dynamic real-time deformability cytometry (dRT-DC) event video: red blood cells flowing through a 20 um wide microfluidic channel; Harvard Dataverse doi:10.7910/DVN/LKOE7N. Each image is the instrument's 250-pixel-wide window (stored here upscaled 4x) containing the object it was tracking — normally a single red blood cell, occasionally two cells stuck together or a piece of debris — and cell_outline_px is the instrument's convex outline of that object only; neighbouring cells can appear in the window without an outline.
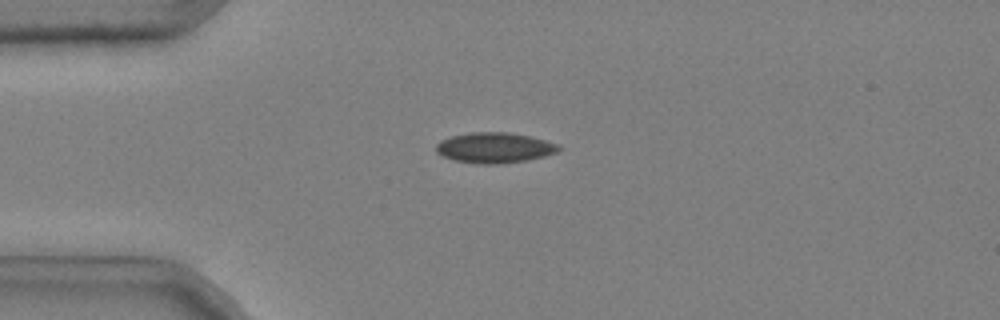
{"species": "common noctule bat (a hibernating species)", "species_latin": "Nyctalus noctula", "temperature_condition": "cold", "stored_images_in_passage": 49, "camera_frame_rate_fps": 3000, "um_per_image_px": 0.085, "animal": {"sex": "male", "body_mass_g": 20.4}, "frame": {"image": 1, "passage_image": 12, "time_ms": 3.667, "image_size_px": [1000, 320], "cell_outline_px": [[564, 148], [556, 152], [544, 156], [528, 160], [500, 164], [476, 164], [456, 160], [444, 156], [436, 152], [436, 144], [440, 140], [452, 136], [468, 132], [508, 132], [528, 136], [560, 144]], "centroid_in_image_um": [42.05, 12.56], "position_along_channel_um": 42.9, "area_um2": 21.85}}
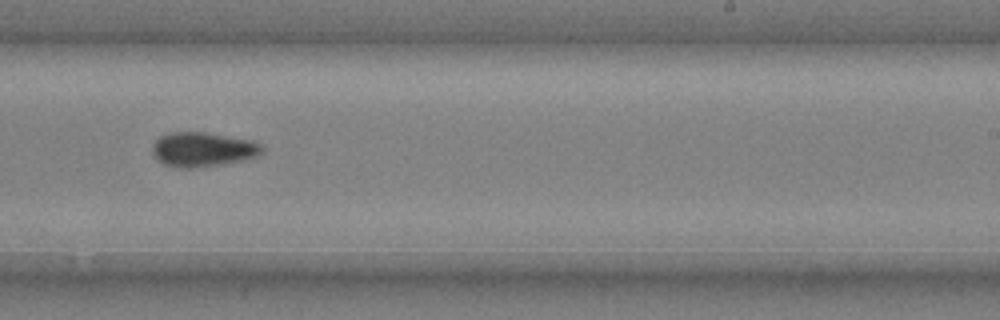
{"frame": {"image": 2, "passage_image": 32, "time_ms": 10.333, "image_size_px": [1000, 320], "cell_outline_px": [[264, 152], [260, 156], [244, 160], [224, 164], [196, 168], [180, 168], [164, 164], [152, 152], [152, 144], [160, 136], [168, 132], [204, 132], [252, 140], [260, 144], [264, 148]], "centroid_in_image_um": [17.28, 12.7], "position_along_channel_um": 271.7, "area_um2": 22.25}}
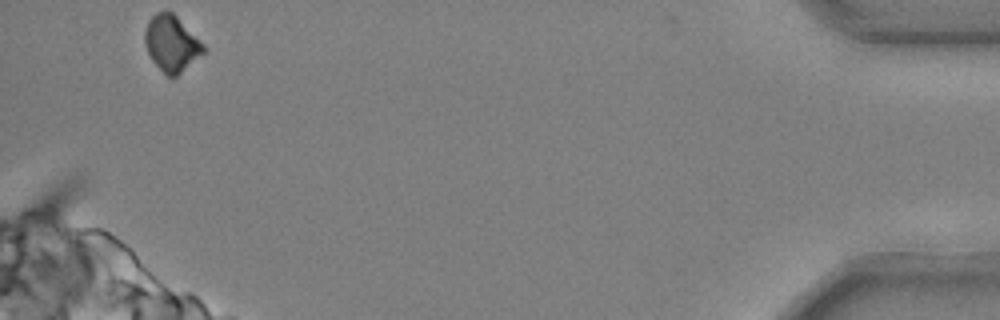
{"frame": {"image": 3, "passage_image": 49, "time_ms": 16.0, "image_size_px": [1000, 320], "cell_outline_px": [[208, 48], [204, 52], [176, 76], [168, 76], [152, 60], [144, 44], [144, 32], [148, 20], [156, 12], [172, 12]], "centroid_in_image_um": [14.57, 3.68], "position_along_channel_um": 420.6, "area_um2": 18.79}, "authors_computed_cell_mechanics": {"area_um2": 21.2704, "velocity_mm_per_s": 3.7245, "shape_relaxation_time_tau1_ms": 6.8234, "shape_relaxation_time_tau2_ms": 7.2195, "deformation_change_tau1": 0.1259, "deformation_change_tau2": 0.0843}}